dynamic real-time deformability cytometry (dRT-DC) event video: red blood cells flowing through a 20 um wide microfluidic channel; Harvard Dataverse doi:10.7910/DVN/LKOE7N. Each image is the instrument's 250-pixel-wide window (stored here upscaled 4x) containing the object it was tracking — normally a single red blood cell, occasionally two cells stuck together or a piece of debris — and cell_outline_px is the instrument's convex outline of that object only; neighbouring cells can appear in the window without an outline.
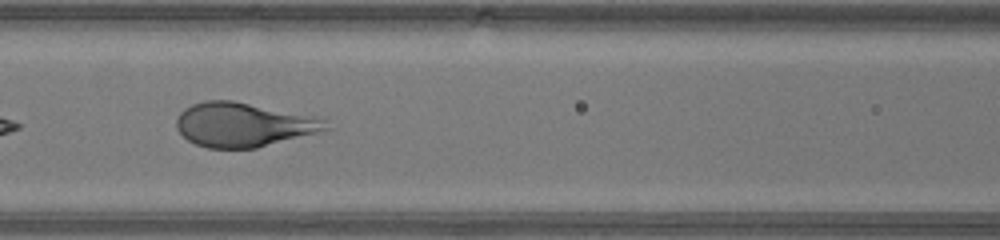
{"species": "human", "species_latin": "Homo sapiens", "temperature_condition": "warm", "stored_images_in_passage": 17, "camera_frame_rate_fps": 3000, "um_per_image_px": 0.085, "donor": {"sex": "male"}, "frame": {"image": 1, "passage_image": 12, "time_ms": 3.667, "image_size_px": [1000, 240], "cell_outline_px": [[328, 128], [316, 132], [256, 148], [208, 148], [196, 144], [188, 140], [176, 128], [176, 120], [180, 112], [184, 108], [192, 104], [204, 100], [232, 100], [308, 116], [324, 120]], "centroid_in_image_um": [20.56, 10.6], "position_along_channel_um": 146.0, "area_um2": 37.51}}
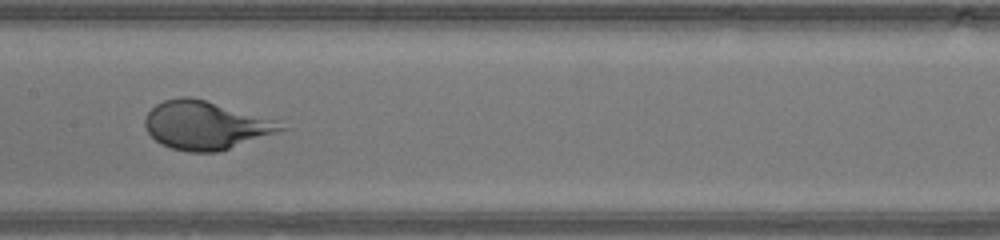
{"frame": {"image": 2, "passage_image": 15, "time_ms": 4.667, "image_size_px": [1000, 240], "cell_outline_px": [[292, 128], [220, 152], [188, 152], [172, 148], [160, 144], [148, 132], [144, 124], [144, 120], [148, 112], [156, 104], [164, 100], [180, 96], [192, 96], [276, 120]], "centroid_in_image_um": [17.52, 10.65], "position_along_channel_um": 189.9, "area_um2": 38.61}}